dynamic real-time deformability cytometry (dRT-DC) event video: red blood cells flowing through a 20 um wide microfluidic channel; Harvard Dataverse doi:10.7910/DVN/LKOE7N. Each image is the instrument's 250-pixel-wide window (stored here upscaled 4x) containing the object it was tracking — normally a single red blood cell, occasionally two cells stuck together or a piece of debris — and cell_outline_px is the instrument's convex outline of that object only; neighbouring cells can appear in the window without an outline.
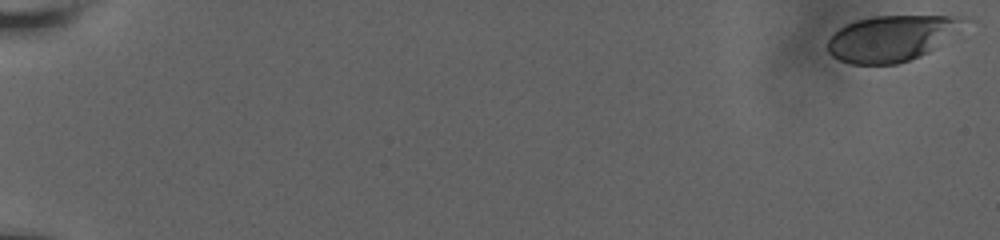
{"species": "human", "species_latin": "Homo sapiens", "temperature_condition": "room temperature", "stored_images_in_passage": 58, "camera_frame_rate_fps": 3000, "um_per_image_px": 0.085, "donor": {"sex": "male"}, "frame": {"image": 1, "passage_image": 1, "time_ms": 0.0, "image_size_px": [1000, 240], "cell_outline_px": [[964, 16], [936, 48], [920, 56], [896, 64], [852, 64], [840, 60], [832, 56], [828, 52], [828, 40], [840, 28], [856, 20], [872, 16]], "centroid_in_image_um": [75.62, 3.27], "position_along_channel_um": 9.4, "area_um2": 35.08}}
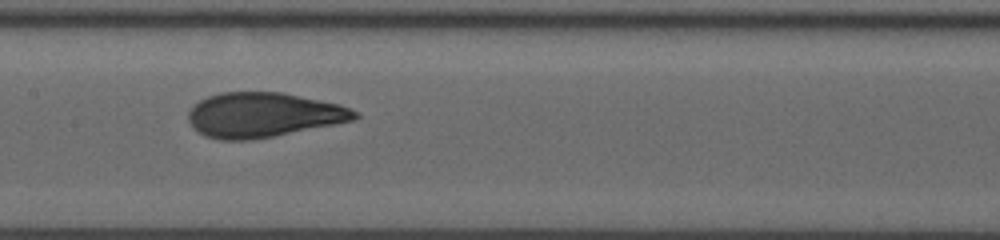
{"frame": {"image": 2, "passage_image": 32, "time_ms": 10.333, "image_size_px": [1000, 240], "cell_outline_px": [[360, 116], [352, 120], [272, 136], [248, 140], [220, 140], [208, 136], [200, 132], [188, 120], [188, 112], [200, 100], [208, 96], [220, 92], [280, 92], [340, 104], [360, 112]], "centroid_in_image_um": [22.38, 9.75], "position_along_channel_um": 185.0, "area_um2": 42.71}}
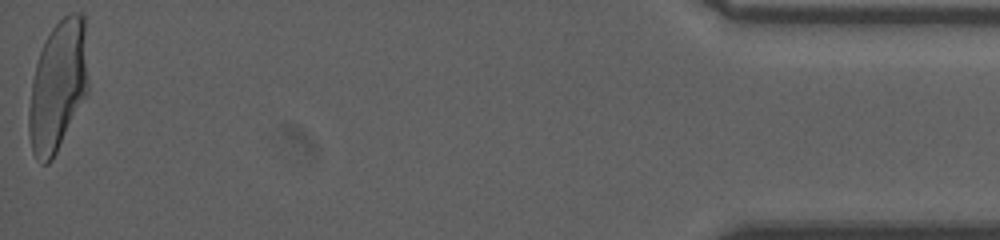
{"frame": {"image": 3, "passage_image": 58, "time_ms": 19.0, "image_size_px": [1000, 240], "cell_outline_px": [[88, 92], [52, 160], [48, 164], [40, 164], [36, 160], [32, 152], [28, 132], [28, 108], [32, 80], [36, 64], [44, 40], [52, 28], [68, 12], [80, 12], [84, 16], [88, 80]], "centroid_in_image_um": [4.91, 7.33], "position_along_channel_um": 430.3, "area_um2": 45.32}, "authors_computed_cell_mechanics": {"area_um2": 42.8009, "velocity_mm_per_s": 3.7917, "shape_relaxation_time_tau1_ms": 4.0829, "shape_relaxation_time_tau2_ms": 0.8436, "deformation_change_tau1": 0.1909, "deformation_change_tau2": 0.0771}}